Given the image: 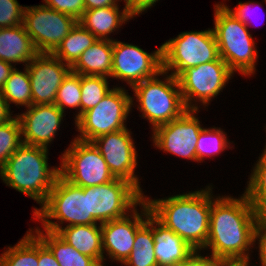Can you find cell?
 I'll list each match as a JSON object with an SVG mask.
<instances>
[{"instance_id":"6da1fadb","label":"cell","mask_w":266,"mask_h":266,"mask_svg":"<svg viewBox=\"0 0 266 266\" xmlns=\"http://www.w3.org/2000/svg\"><path fill=\"white\" fill-rule=\"evenodd\" d=\"M244 193L240 198L218 196L210 209L206 248L218 259H250L255 227L261 218ZM248 252V253H247Z\"/></svg>"},{"instance_id":"7a4b0ae2","label":"cell","mask_w":266,"mask_h":266,"mask_svg":"<svg viewBox=\"0 0 266 266\" xmlns=\"http://www.w3.org/2000/svg\"><path fill=\"white\" fill-rule=\"evenodd\" d=\"M212 189L179 194L165 199H148L151 214L165 227L179 235L192 249H205L209 234Z\"/></svg>"},{"instance_id":"3957f363","label":"cell","mask_w":266,"mask_h":266,"mask_svg":"<svg viewBox=\"0 0 266 266\" xmlns=\"http://www.w3.org/2000/svg\"><path fill=\"white\" fill-rule=\"evenodd\" d=\"M47 159V148L22 143L0 169V177L42 205L61 174L60 167L50 169Z\"/></svg>"},{"instance_id":"277c9868","label":"cell","mask_w":266,"mask_h":266,"mask_svg":"<svg viewBox=\"0 0 266 266\" xmlns=\"http://www.w3.org/2000/svg\"><path fill=\"white\" fill-rule=\"evenodd\" d=\"M214 34L220 58L233 72L243 75L254 74L258 58L256 43L247 26L232 15L221 3L216 4Z\"/></svg>"},{"instance_id":"5b68a950","label":"cell","mask_w":266,"mask_h":266,"mask_svg":"<svg viewBox=\"0 0 266 266\" xmlns=\"http://www.w3.org/2000/svg\"><path fill=\"white\" fill-rule=\"evenodd\" d=\"M33 214L34 219L41 221L44 230L54 233L60 229L58 220L61 225L64 221L69 222L66 226L97 224L89 214L88 194H84V188L72 184L61 174L41 208H35Z\"/></svg>"},{"instance_id":"8992f818","label":"cell","mask_w":266,"mask_h":266,"mask_svg":"<svg viewBox=\"0 0 266 266\" xmlns=\"http://www.w3.org/2000/svg\"><path fill=\"white\" fill-rule=\"evenodd\" d=\"M164 81L152 77L132 87L139 102L138 109L152 124V129L181 117L186 108L178 78L166 75Z\"/></svg>"},{"instance_id":"52a82bcc","label":"cell","mask_w":266,"mask_h":266,"mask_svg":"<svg viewBox=\"0 0 266 266\" xmlns=\"http://www.w3.org/2000/svg\"><path fill=\"white\" fill-rule=\"evenodd\" d=\"M162 46V70L178 78L186 69L217 60L218 45L213 29L182 32ZM174 71V72H173Z\"/></svg>"},{"instance_id":"ba28073f","label":"cell","mask_w":266,"mask_h":266,"mask_svg":"<svg viewBox=\"0 0 266 266\" xmlns=\"http://www.w3.org/2000/svg\"><path fill=\"white\" fill-rule=\"evenodd\" d=\"M133 104V97L124 88H111L109 93L91 109L84 112L77 120L80 135L76 139L91 142L95 138L123 130Z\"/></svg>"},{"instance_id":"9c48e42d","label":"cell","mask_w":266,"mask_h":266,"mask_svg":"<svg viewBox=\"0 0 266 266\" xmlns=\"http://www.w3.org/2000/svg\"><path fill=\"white\" fill-rule=\"evenodd\" d=\"M61 157V175L76 186L92 187L116 179L92 142L75 138Z\"/></svg>"},{"instance_id":"30bf717a","label":"cell","mask_w":266,"mask_h":266,"mask_svg":"<svg viewBox=\"0 0 266 266\" xmlns=\"http://www.w3.org/2000/svg\"><path fill=\"white\" fill-rule=\"evenodd\" d=\"M84 194H88L89 214L99 223L127 216L145 196L132 183L119 178L105 184L85 187Z\"/></svg>"},{"instance_id":"8fae6325","label":"cell","mask_w":266,"mask_h":266,"mask_svg":"<svg viewBox=\"0 0 266 266\" xmlns=\"http://www.w3.org/2000/svg\"><path fill=\"white\" fill-rule=\"evenodd\" d=\"M233 74L234 72L220 57L215 61L186 69L178 77L186 108L198 110V106L192 102L193 100L197 102V99L207 106L210 100L222 91Z\"/></svg>"},{"instance_id":"7c38bea8","label":"cell","mask_w":266,"mask_h":266,"mask_svg":"<svg viewBox=\"0 0 266 266\" xmlns=\"http://www.w3.org/2000/svg\"><path fill=\"white\" fill-rule=\"evenodd\" d=\"M78 20L45 5L25 6L23 25L38 53H53Z\"/></svg>"},{"instance_id":"4fadbf2b","label":"cell","mask_w":266,"mask_h":266,"mask_svg":"<svg viewBox=\"0 0 266 266\" xmlns=\"http://www.w3.org/2000/svg\"><path fill=\"white\" fill-rule=\"evenodd\" d=\"M166 74L162 70V46L150 54L139 46L113 40L111 77L126 81L132 88L145 79Z\"/></svg>"},{"instance_id":"5bb4252c","label":"cell","mask_w":266,"mask_h":266,"mask_svg":"<svg viewBox=\"0 0 266 266\" xmlns=\"http://www.w3.org/2000/svg\"><path fill=\"white\" fill-rule=\"evenodd\" d=\"M187 110L181 117L156 127L153 131V143L160 150L197 161L196 146L203 127L196 113Z\"/></svg>"},{"instance_id":"9a60e30c","label":"cell","mask_w":266,"mask_h":266,"mask_svg":"<svg viewBox=\"0 0 266 266\" xmlns=\"http://www.w3.org/2000/svg\"><path fill=\"white\" fill-rule=\"evenodd\" d=\"M130 133L125 128L101 135L91 142L103 155L114 177L129 181L142 193L139 178L134 174L138 155Z\"/></svg>"},{"instance_id":"2e32d148","label":"cell","mask_w":266,"mask_h":266,"mask_svg":"<svg viewBox=\"0 0 266 266\" xmlns=\"http://www.w3.org/2000/svg\"><path fill=\"white\" fill-rule=\"evenodd\" d=\"M32 105L55 104L57 91L71 67L51 53H38L27 65Z\"/></svg>"},{"instance_id":"e0dca14e","label":"cell","mask_w":266,"mask_h":266,"mask_svg":"<svg viewBox=\"0 0 266 266\" xmlns=\"http://www.w3.org/2000/svg\"><path fill=\"white\" fill-rule=\"evenodd\" d=\"M140 205L141 214L135 208L130 215L101 223L103 253L106 251L112 261L123 264L130 256L136 232L147 220V203L143 200Z\"/></svg>"},{"instance_id":"ac0fdd59","label":"cell","mask_w":266,"mask_h":266,"mask_svg":"<svg viewBox=\"0 0 266 266\" xmlns=\"http://www.w3.org/2000/svg\"><path fill=\"white\" fill-rule=\"evenodd\" d=\"M63 113L55 104L27 107L26 112L17 115L23 144L48 148L60 128Z\"/></svg>"},{"instance_id":"d6986e66","label":"cell","mask_w":266,"mask_h":266,"mask_svg":"<svg viewBox=\"0 0 266 266\" xmlns=\"http://www.w3.org/2000/svg\"><path fill=\"white\" fill-rule=\"evenodd\" d=\"M152 234L158 266H176L194 251L179 235L165 227L153 215Z\"/></svg>"},{"instance_id":"ffe728a7","label":"cell","mask_w":266,"mask_h":266,"mask_svg":"<svg viewBox=\"0 0 266 266\" xmlns=\"http://www.w3.org/2000/svg\"><path fill=\"white\" fill-rule=\"evenodd\" d=\"M98 225L60 226L56 234L79 253L94 258L101 266H104L101 223Z\"/></svg>"},{"instance_id":"44dd1931","label":"cell","mask_w":266,"mask_h":266,"mask_svg":"<svg viewBox=\"0 0 266 266\" xmlns=\"http://www.w3.org/2000/svg\"><path fill=\"white\" fill-rule=\"evenodd\" d=\"M131 18L133 16L129 11L127 3H125L122 12L119 11V6L86 10L78 22L97 39L112 40L108 38V35Z\"/></svg>"},{"instance_id":"7402d4cb","label":"cell","mask_w":266,"mask_h":266,"mask_svg":"<svg viewBox=\"0 0 266 266\" xmlns=\"http://www.w3.org/2000/svg\"><path fill=\"white\" fill-rule=\"evenodd\" d=\"M37 54L38 51L23 24L0 28V60L27 65Z\"/></svg>"},{"instance_id":"603a6c76","label":"cell","mask_w":266,"mask_h":266,"mask_svg":"<svg viewBox=\"0 0 266 266\" xmlns=\"http://www.w3.org/2000/svg\"><path fill=\"white\" fill-rule=\"evenodd\" d=\"M113 62V40L97 39L85 50L71 71L80 75L111 77Z\"/></svg>"},{"instance_id":"cb8c5ba5","label":"cell","mask_w":266,"mask_h":266,"mask_svg":"<svg viewBox=\"0 0 266 266\" xmlns=\"http://www.w3.org/2000/svg\"><path fill=\"white\" fill-rule=\"evenodd\" d=\"M33 232L50 249L60 266H101L94 258L79 253L54 232H42L38 227Z\"/></svg>"},{"instance_id":"d4e9b609","label":"cell","mask_w":266,"mask_h":266,"mask_svg":"<svg viewBox=\"0 0 266 266\" xmlns=\"http://www.w3.org/2000/svg\"><path fill=\"white\" fill-rule=\"evenodd\" d=\"M152 234V214L147 204V220L137 230L133 250L123 263L125 266H158Z\"/></svg>"},{"instance_id":"484cf974","label":"cell","mask_w":266,"mask_h":266,"mask_svg":"<svg viewBox=\"0 0 266 266\" xmlns=\"http://www.w3.org/2000/svg\"><path fill=\"white\" fill-rule=\"evenodd\" d=\"M96 40L97 38L90 31L77 22L52 54L72 67L81 54Z\"/></svg>"},{"instance_id":"4316f807","label":"cell","mask_w":266,"mask_h":266,"mask_svg":"<svg viewBox=\"0 0 266 266\" xmlns=\"http://www.w3.org/2000/svg\"><path fill=\"white\" fill-rule=\"evenodd\" d=\"M30 229L13 247L0 256V266H39L38 237Z\"/></svg>"},{"instance_id":"83f0119b","label":"cell","mask_w":266,"mask_h":266,"mask_svg":"<svg viewBox=\"0 0 266 266\" xmlns=\"http://www.w3.org/2000/svg\"><path fill=\"white\" fill-rule=\"evenodd\" d=\"M2 95L10 107V103L30 107L32 105V92L28 69L21 72L16 67L10 73L9 78L1 89Z\"/></svg>"},{"instance_id":"f1b7e54d","label":"cell","mask_w":266,"mask_h":266,"mask_svg":"<svg viewBox=\"0 0 266 266\" xmlns=\"http://www.w3.org/2000/svg\"><path fill=\"white\" fill-rule=\"evenodd\" d=\"M244 192L250 203L262 215L266 212V150L257 160Z\"/></svg>"},{"instance_id":"f546056e","label":"cell","mask_w":266,"mask_h":266,"mask_svg":"<svg viewBox=\"0 0 266 266\" xmlns=\"http://www.w3.org/2000/svg\"><path fill=\"white\" fill-rule=\"evenodd\" d=\"M81 95V75L70 71L57 91L55 105L62 112L66 107L78 108L79 112L74 118L77 120L81 116Z\"/></svg>"},{"instance_id":"4dcf8cb0","label":"cell","mask_w":266,"mask_h":266,"mask_svg":"<svg viewBox=\"0 0 266 266\" xmlns=\"http://www.w3.org/2000/svg\"><path fill=\"white\" fill-rule=\"evenodd\" d=\"M107 77L81 75V115L98 103L109 93Z\"/></svg>"},{"instance_id":"1f68e13d","label":"cell","mask_w":266,"mask_h":266,"mask_svg":"<svg viewBox=\"0 0 266 266\" xmlns=\"http://www.w3.org/2000/svg\"><path fill=\"white\" fill-rule=\"evenodd\" d=\"M226 137V133L221 128H203L196 146L197 162H201L205 157L218 155L227 149L230 142Z\"/></svg>"},{"instance_id":"d6a6232c","label":"cell","mask_w":266,"mask_h":266,"mask_svg":"<svg viewBox=\"0 0 266 266\" xmlns=\"http://www.w3.org/2000/svg\"><path fill=\"white\" fill-rule=\"evenodd\" d=\"M22 143L21 124L16 115L0 124V169Z\"/></svg>"},{"instance_id":"836d02e7","label":"cell","mask_w":266,"mask_h":266,"mask_svg":"<svg viewBox=\"0 0 266 266\" xmlns=\"http://www.w3.org/2000/svg\"><path fill=\"white\" fill-rule=\"evenodd\" d=\"M24 9L17 0H0V28L23 24Z\"/></svg>"},{"instance_id":"e575fe53","label":"cell","mask_w":266,"mask_h":266,"mask_svg":"<svg viewBox=\"0 0 266 266\" xmlns=\"http://www.w3.org/2000/svg\"><path fill=\"white\" fill-rule=\"evenodd\" d=\"M45 6L79 20L85 10V0H43Z\"/></svg>"},{"instance_id":"d590c367","label":"cell","mask_w":266,"mask_h":266,"mask_svg":"<svg viewBox=\"0 0 266 266\" xmlns=\"http://www.w3.org/2000/svg\"><path fill=\"white\" fill-rule=\"evenodd\" d=\"M256 239L259 241V258L261 266H266V217L263 215L259 219L255 231H254V242Z\"/></svg>"},{"instance_id":"8d00e7d4","label":"cell","mask_w":266,"mask_h":266,"mask_svg":"<svg viewBox=\"0 0 266 266\" xmlns=\"http://www.w3.org/2000/svg\"><path fill=\"white\" fill-rule=\"evenodd\" d=\"M199 251L200 250H194L176 266H215L218 258L214 257L212 254L205 257L201 256V254L199 255Z\"/></svg>"},{"instance_id":"74e56055","label":"cell","mask_w":266,"mask_h":266,"mask_svg":"<svg viewBox=\"0 0 266 266\" xmlns=\"http://www.w3.org/2000/svg\"><path fill=\"white\" fill-rule=\"evenodd\" d=\"M39 266H60L50 249L38 238Z\"/></svg>"},{"instance_id":"f35d334b","label":"cell","mask_w":266,"mask_h":266,"mask_svg":"<svg viewBox=\"0 0 266 266\" xmlns=\"http://www.w3.org/2000/svg\"><path fill=\"white\" fill-rule=\"evenodd\" d=\"M251 4H256L253 1L252 2H247V3H242L239 2L238 6H236L233 10L230 9L227 5L223 3V5L228 9V11L234 15L237 19H239L243 24L246 26L249 24V17H250V7ZM253 8V7H252ZM249 15V16H248Z\"/></svg>"},{"instance_id":"ab89813d","label":"cell","mask_w":266,"mask_h":266,"mask_svg":"<svg viewBox=\"0 0 266 266\" xmlns=\"http://www.w3.org/2000/svg\"><path fill=\"white\" fill-rule=\"evenodd\" d=\"M158 0H130L127 3L131 15L134 17L151 8Z\"/></svg>"},{"instance_id":"60d3db41","label":"cell","mask_w":266,"mask_h":266,"mask_svg":"<svg viewBox=\"0 0 266 266\" xmlns=\"http://www.w3.org/2000/svg\"><path fill=\"white\" fill-rule=\"evenodd\" d=\"M118 1L121 0H85V10H92L95 8L119 6Z\"/></svg>"},{"instance_id":"b9f144b4","label":"cell","mask_w":266,"mask_h":266,"mask_svg":"<svg viewBox=\"0 0 266 266\" xmlns=\"http://www.w3.org/2000/svg\"><path fill=\"white\" fill-rule=\"evenodd\" d=\"M13 70L14 66L12 64L0 60V90L3 88Z\"/></svg>"},{"instance_id":"7bdbcfd3","label":"cell","mask_w":266,"mask_h":266,"mask_svg":"<svg viewBox=\"0 0 266 266\" xmlns=\"http://www.w3.org/2000/svg\"><path fill=\"white\" fill-rule=\"evenodd\" d=\"M10 110L11 109L8 107L0 90V124L5 123L12 118L11 115L13 114L10 113Z\"/></svg>"},{"instance_id":"ee69618b","label":"cell","mask_w":266,"mask_h":266,"mask_svg":"<svg viewBox=\"0 0 266 266\" xmlns=\"http://www.w3.org/2000/svg\"><path fill=\"white\" fill-rule=\"evenodd\" d=\"M247 259H218L215 266H250Z\"/></svg>"}]
</instances>
